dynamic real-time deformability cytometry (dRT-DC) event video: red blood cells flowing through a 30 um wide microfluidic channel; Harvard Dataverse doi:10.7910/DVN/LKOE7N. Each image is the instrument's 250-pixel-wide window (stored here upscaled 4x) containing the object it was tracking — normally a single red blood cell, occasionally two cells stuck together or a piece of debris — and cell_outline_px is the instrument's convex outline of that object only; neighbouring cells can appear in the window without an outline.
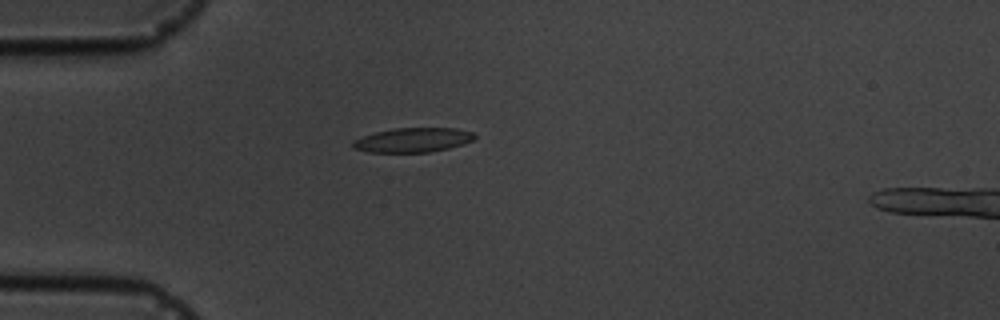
{"species": "common noctule bat (a hibernating species)", "species_latin": "Nyctalus noctula", "temperature_condition": "cold", "stored_images_in_passage": 6, "camera_frame_rate_fps": 3000, "um_per_image_px": 0.085, "animal": {"sex": "male", "body_mass_g": 19.5, "forearm_length_mm": 54.6}, "frame": {"image": 1, "passage_image": 5, "time_ms": 4.667, "image_size_px": [1000, 320], "cell_outline_px": [[476, 136], [472, 140], [464, 144], [448, 148], [428, 152], [368, 152], [352, 148], [352, 140], [376, 132], [392, 128], [456, 128], [472, 132]], "centroid_in_image_um": [35.08, 11.9], "position_along_channel_um": 49.9, "area_um2": 17.28}}